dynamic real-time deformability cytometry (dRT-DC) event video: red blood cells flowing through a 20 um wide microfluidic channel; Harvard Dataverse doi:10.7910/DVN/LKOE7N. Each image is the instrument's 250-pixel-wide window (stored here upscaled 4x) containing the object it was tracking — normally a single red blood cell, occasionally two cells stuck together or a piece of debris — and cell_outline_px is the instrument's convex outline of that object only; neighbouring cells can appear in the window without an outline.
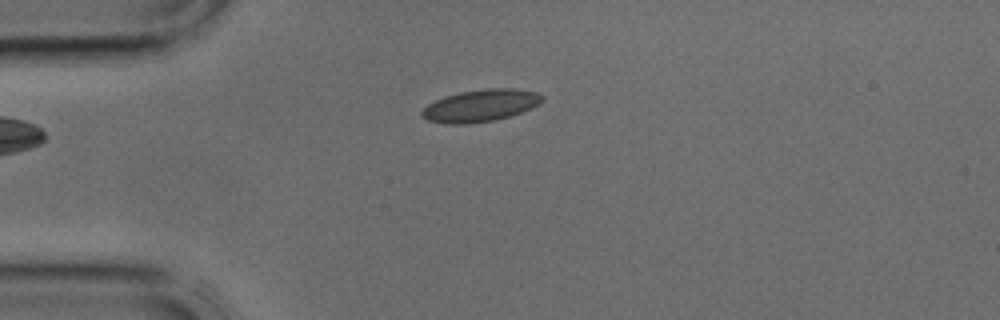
{"species": "common noctule bat (a hibernating species)", "species_latin": "Nyctalus noctula", "temperature_condition": "cold", "stored_images_in_passage": 3, "camera_frame_rate_fps": 3000, "um_per_image_px": 0.085, "animal": {"sex": "male", "body_mass_g": 17.9, "forearm_length_mm": 54.2}, "frame": {"image": 1, "passage_image": 3, "time_ms": 0.667, "image_size_px": [1000, 320], "cell_outline_px": [[544, 100], [540, 104], [532, 108], [508, 116], [492, 120], [468, 124], [444, 124], [428, 120], [420, 116], [420, 112], [428, 104], [444, 96], [460, 92], [488, 88], [512, 88], [536, 92], [544, 96]], "centroid_in_image_um": [40.83, 8.97], "position_along_channel_um": 44.2, "area_um2": 22.54}}